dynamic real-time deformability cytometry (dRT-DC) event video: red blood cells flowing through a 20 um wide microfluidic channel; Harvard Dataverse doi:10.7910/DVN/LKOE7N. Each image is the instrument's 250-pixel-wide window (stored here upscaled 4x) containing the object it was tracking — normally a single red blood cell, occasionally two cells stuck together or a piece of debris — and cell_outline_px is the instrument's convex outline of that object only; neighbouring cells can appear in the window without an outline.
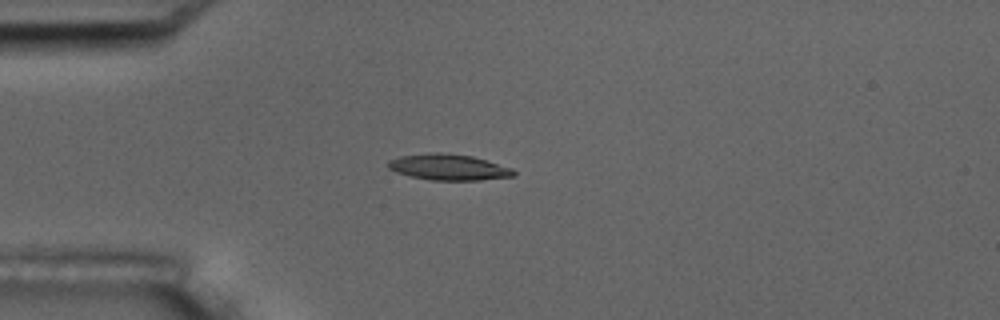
{"species": "common noctule bat (a hibernating species)", "species_latin": "Nyctalus noctula", "temperature_condition": "room temperature", "stored_images_in_passage": 7, "camera_frame_rate_fps": 3000, "um_per_image_px": 0.085, "animal": {"sex": "male", "body_mass_g": 17.5, "forearm_length_mm": 52.3}, "frame": {"image": 1, "passage_image": 4, "time_ms": 3.667, "image_size_px": [1000, 320], "cell_outline_px": [[516, 172], [512, 176], [480, 180], [432, 180], [412, 176], [396, 172], [388, 168], [388, 160], [400, 156], [428, 152], [440, 152], [472, 156], [512, 168]], "centroid_in_image_um": [38.1, 14.2], "position_along_channel_um": 46.9, "area_um2": 18.9}}